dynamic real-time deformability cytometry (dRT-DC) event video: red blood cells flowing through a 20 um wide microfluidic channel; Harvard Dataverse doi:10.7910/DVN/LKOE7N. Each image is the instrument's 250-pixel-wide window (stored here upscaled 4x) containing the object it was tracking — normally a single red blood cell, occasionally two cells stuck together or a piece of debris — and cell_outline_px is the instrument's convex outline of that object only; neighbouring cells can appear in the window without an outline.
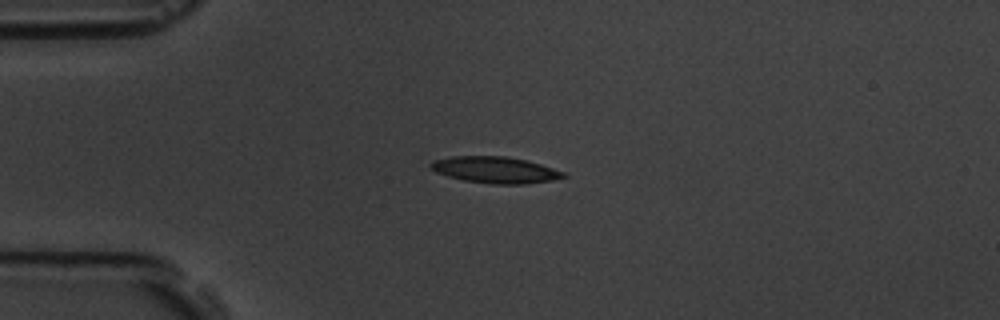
{"species": "common noctule bat (a hibernating species)", "species_latin": "Nyctalus noctula", "temperature_condition": "room temperature", "stored_images_in_passage": 9, "camera_frame_rate_fps": 3000, "um_per_image_px": 0.085, "animal": {"sex": "male", "body_mass_g": 19.5, "forearm_length_mm": 54.6}, "frame": {"image": 1, "passage_image": 1, "time_ms": 0.0, "image_size_px": [1000, 320], "cell_outline_px": [[568, 176], [552, 180], [520, 184], [496, 184], [464, 180], [448, 176], [436, 172], [428, 164], [432, 160], [452, 156], [508, 156], [528, 160], [564, 172]], "centroid_in_image_um": [42.08, 14.42], "position_along_channel_um": 42.9, "area_um2": 20.35}}
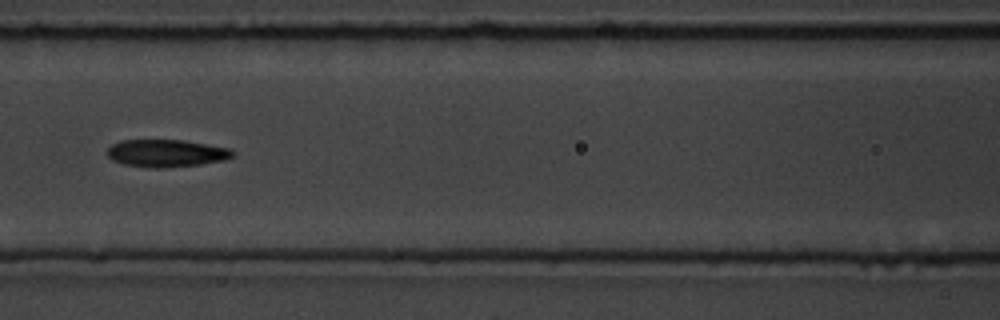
{"frame": {"image": 2, "passage_image": 4, "time_ms": 3.667, "image_size_px": [1000, 320], "cell_outline_px": [[236, 152], [232, 156], [224, 160], [200, 164], [164, 168], [152, 168], [124, 164], [112, 160], [108, 156], [108, 148], [112, 144], [120, 140], [184, 140], [228, 148]], "centroid_in_image_um": [14.12, 13.02], "position_along_channel_um": 152.5, "area_um2": 20.0}}
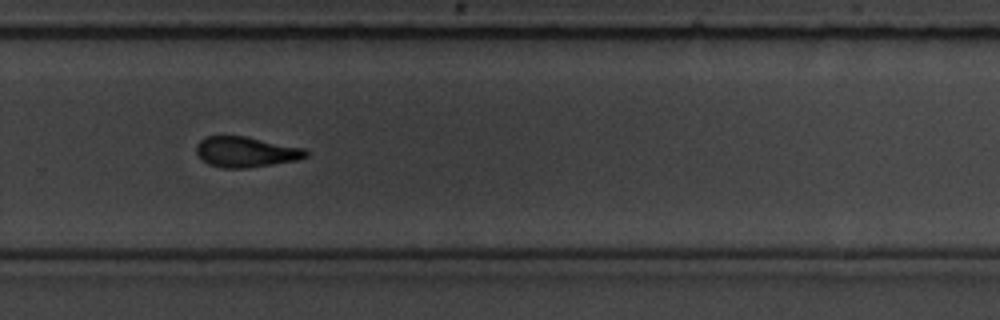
{"frame": {"image": 3, "passage_image": 8, "time_ms": 8.0, "image_size_px": [1000, 320], "cell_outline_px": [[308, 156], [296, 160], [244, 168], [220, 168], [208, 164], [200, 160], [196, 152], [196, 144], [204, 136], [244, 136], [304, 148], [308, 152]], "centroid_in_image_um": [20.83, 12.91], "position_along_channel_um": 309.0, "area_um2": 19.42}}